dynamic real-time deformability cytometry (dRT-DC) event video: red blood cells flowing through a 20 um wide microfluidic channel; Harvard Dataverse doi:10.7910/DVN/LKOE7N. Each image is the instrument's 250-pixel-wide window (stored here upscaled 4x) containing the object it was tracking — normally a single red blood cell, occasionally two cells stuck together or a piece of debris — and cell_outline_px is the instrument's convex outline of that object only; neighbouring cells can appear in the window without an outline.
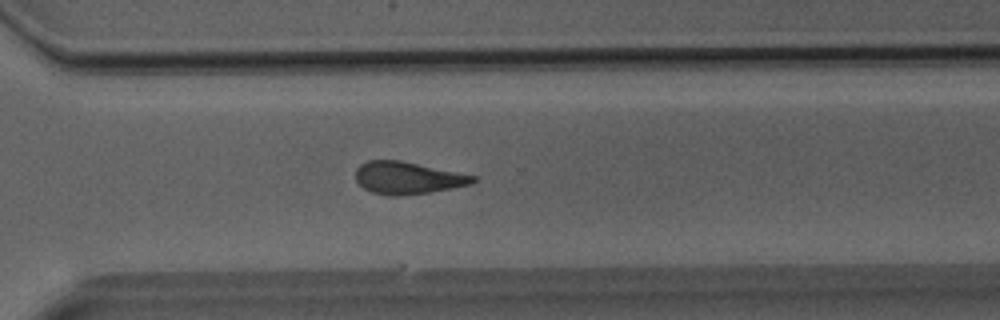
{"species": "Egyptian fruit bat (a non-hibernating species)", "species_latin": "Rousettus aegyptiacus", "temperature_condition": "room temperature", "stored_images_in_passage": 34, "segment_of_instrument_passage": [1, 2], "camera_frame_rate_fps": 3000, "um_per_image_px": 0.085, "animal": {"sex": "male"}, "frame": {"image": 1, "passage_image": 23, "time_ms": 7.333, "image_size_px": [1000, 320], "cell_outline_px": [[476, 180], [472, 184], [452, 188], [428, 192], [400, 196], [388, 196], [372, 192], [364, 188], [356, 180], [356, 168], [360, 164], [368, 160], [400, 160], [476, 176]], "centroid_in_image_um": [34.63, 15.12], "position_along_channel_um": 336.0, "area_um2": 21.96}}
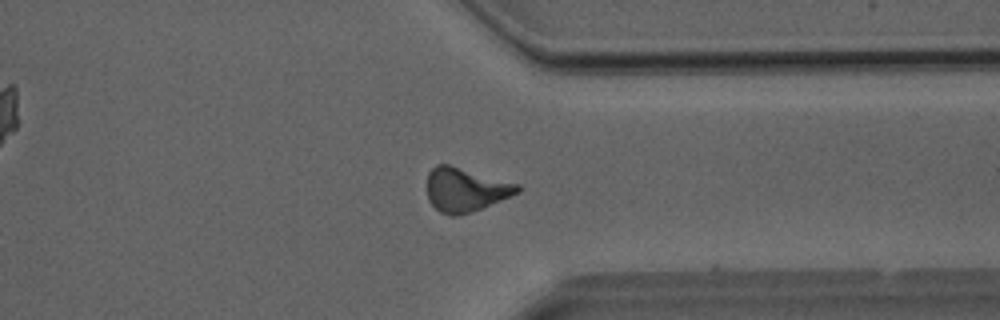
{"frame": {"image": 2, "passage_image": 25, "time_ms": 8.0, "image_size_px": [1000, 320], "cell_outline_px": [[520, 192], [512, 196], [472, 212], [460, 216], [448, 216], [440, 212], [428, 200], [428, 172], [436, 164], [448, 164], [520, 184]], "centroid_in_image_um": [39.58, 16.13], "position_along_channel_um": 371.8, "area_um2": 23.24}}
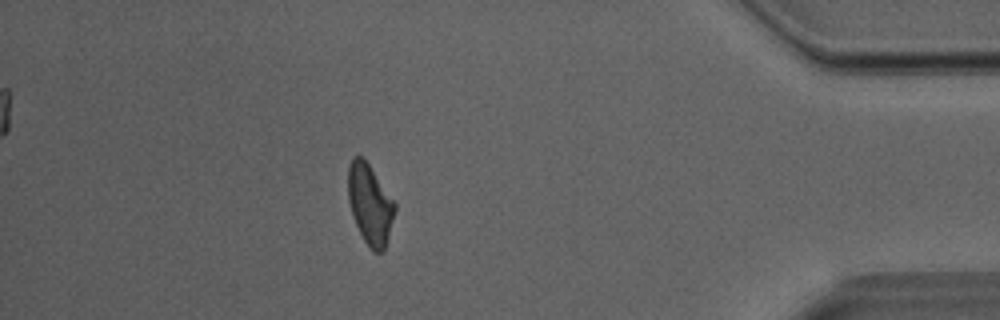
{"frame": {"image": 3, "passage_image": 29, "time_ms": 9.333, "image_size_px": [1000, 320], "cell_outline_px": [[396, 208], [384, 248], [380, 252], [372, 252], [364, 240], [352, 216], [348, 200], [348, 168], [352, 160], [356, 156], [360, 156], [368, 164], [396, 204]], "centroid_in_image_um": [31.43, 17.38], "position_along_channel_um": 403.8, "area_um2": 21.27}}